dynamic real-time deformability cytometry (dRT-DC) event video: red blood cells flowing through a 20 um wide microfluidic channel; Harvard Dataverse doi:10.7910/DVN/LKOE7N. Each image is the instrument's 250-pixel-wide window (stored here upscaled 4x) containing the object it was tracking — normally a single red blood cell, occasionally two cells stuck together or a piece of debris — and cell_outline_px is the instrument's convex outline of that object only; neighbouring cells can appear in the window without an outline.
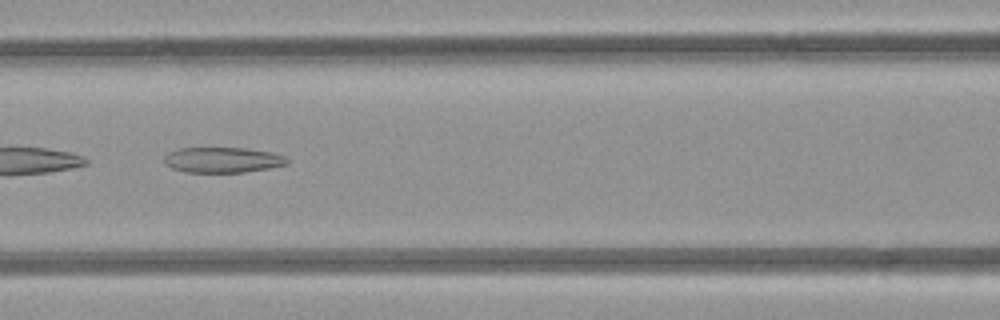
{"species": "common noctule bat (a hibernating species)", "species_latin": "Nyctalus noctula", "temperature_condition": "room temperature", "stored_images_in_passage": 9, "camera_frame_rate_fps": 3000, "um_per_image_px": 0.085, "animal": {"sex": "female", "body_mass_g": 21.9}, "frame": {"image": 1, "passage_image": 7, "time_ms": 7.0, "image_size_px": [1000, 320], "cell_outline_px": [[288, 164], [268, 168], [244, 172], [188, 172], [172, 168], [164, 164], [164, 156], [168, 152], [180, 148], [248, 148], [268, 152], [284, 156], [288, 160]], "centroid_in_image_um": [18.88, 13.59], "position_along_channel_um": 147.7, "area_um2": 18.09}}
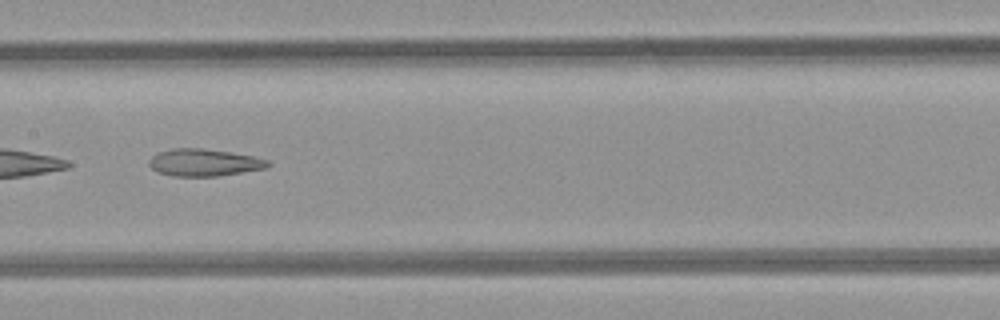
{"frame": {"image": 2, "passage_image": 8, "time_ms": 8.0, "image_size_px": [1000, 320], "cell_outline_px": [[272, 164], [268, 168], [220, 176], [172, 176], [156, 172], [148, 164], [148, 160], [152, 156], [160, 152], [172, 148], [204, 148], [252, 156], [268, 160]], "centroid_in_image_um": [17.35, 13.82], "position_along_channel_um": 190.1, "area_um2": 18.96}}
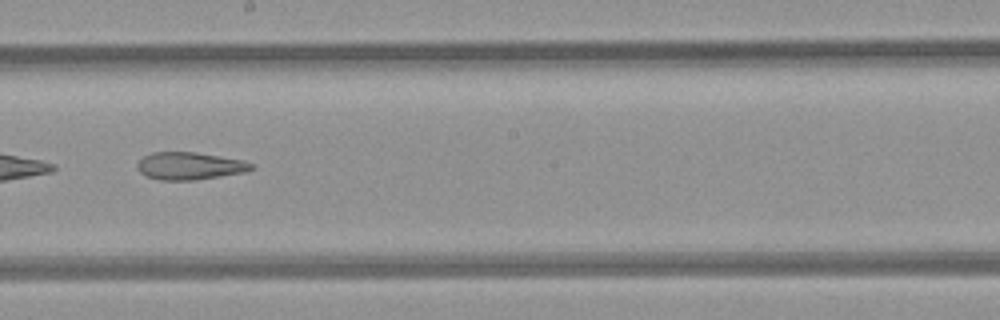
{"frame": {"image": 3, "passage_image": 9, "time_ms": 9.0, "image_size_px": [1000, 320], "cell_outline_px": [[256, 168], [244, 172], [196, 180], [160, 180], [148, 176], [140, 172], [136, 168], [136, 164], [144, 156], [152, 152], [196, 152], [244, 160], [252, 164]], "centroid_in_image_um": [16.12, 14.1], "position_along_channel_um": 232.1, "area_um2": 18.26}}